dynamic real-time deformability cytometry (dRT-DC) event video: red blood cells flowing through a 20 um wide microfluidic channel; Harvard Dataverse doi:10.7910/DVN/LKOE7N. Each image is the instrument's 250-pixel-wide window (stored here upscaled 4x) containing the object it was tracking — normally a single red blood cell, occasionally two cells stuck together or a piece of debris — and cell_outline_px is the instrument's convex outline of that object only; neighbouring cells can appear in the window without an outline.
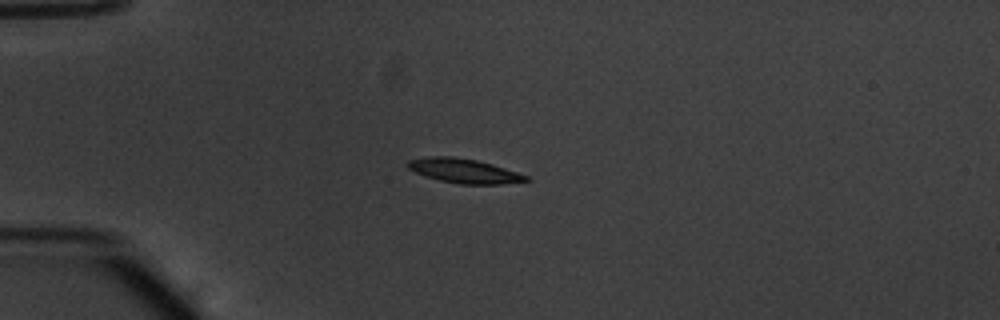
{"species": "common noctule bat (a hibernating species)", "species_latin": "Nyctalus noctula", "temperature_condition": "warm", "stored_images_in_passage": 40, "camera_frame_rate_fps": 3000, "um_per_image_px": 0.085, "animal": {"sex": "male", "body_mass_g": 20.1, "forearm_length_mm": 53.5}, "frame": {"image": 1, "passage_image": 1, "time_ms": 0.0, "image_size_px": [1000, 320], "cell_outline_px": [[532, 180], [500, 184], [460, 184], [440, 180], [424, 176], [408, 168], [404, 164], [408, 160], [424, 156], [452, 156], [476, 160], [492, 164], [528, 176]], "centroid_in_image_um": [39.39, 14.51], "position_along_channel_um": 45.6, "area_um2": 16.82}}
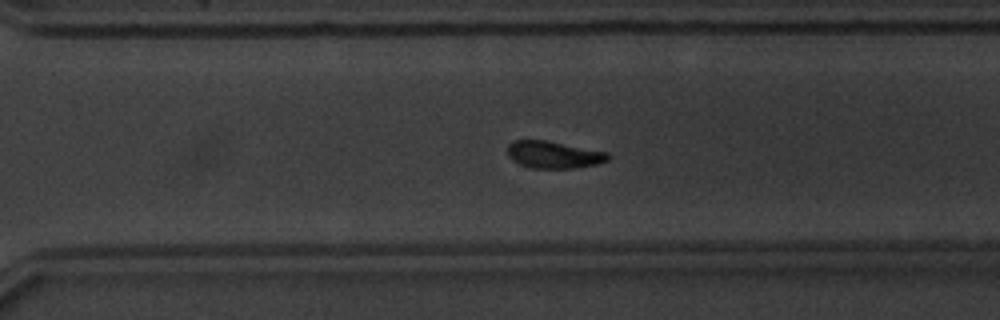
{"frame": {"image": 2, "passage_image": 25, "time_ms": 8.0, "image_size_px": [1000, 320], "cell_outline_px": [[612, 156], [608, 160], [596, 164], [576, 168], [532, 168], [520, 164], [512, 160], [508, 156], [508, 144], [516, 140], [544, 140], [608, 152]], "centroid_in_image_um": [47.08, 13.15], "position_along_channel_um": 323.5, "area_um2": 15.84}}
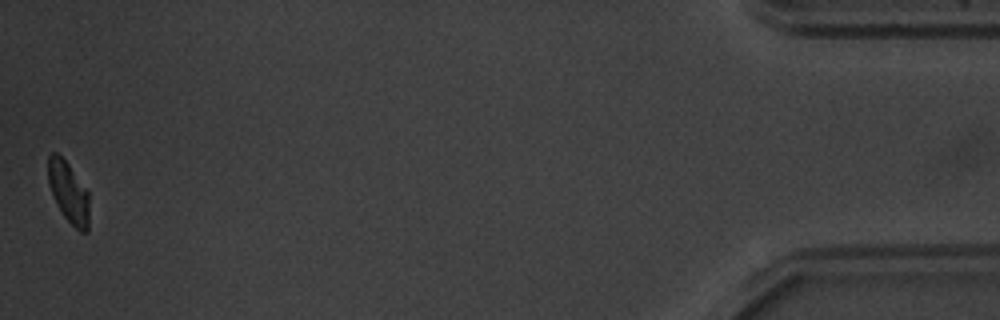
{"frame": {"image": 3, "passage_image": 40, "time_ms": 13.0, "image_size_px": [1000, 320], "cell_outline_px": [[88, 232], [80, 232], [64, 216], [56, 204], [48, 184], [48, 156], [52, 152], [56, 152], [68, 164], [88, 192]], "centroid_in_image_um": [5.8, 16.34], "position_along_channel_um": 429.4, "area_um2": 14.39}, "authors_computed_cell_mechanics": {"area_um2": 16.4441, "velocity_mm_per_s": 3.7986, "shape_relaxation_time_tau1_ms": 2.2752, "shape_relaxation_time_tau2_ms": 5.8849, "deformation_change_tau1": 0.1461, "deformation_change_tau2": 0.113}}